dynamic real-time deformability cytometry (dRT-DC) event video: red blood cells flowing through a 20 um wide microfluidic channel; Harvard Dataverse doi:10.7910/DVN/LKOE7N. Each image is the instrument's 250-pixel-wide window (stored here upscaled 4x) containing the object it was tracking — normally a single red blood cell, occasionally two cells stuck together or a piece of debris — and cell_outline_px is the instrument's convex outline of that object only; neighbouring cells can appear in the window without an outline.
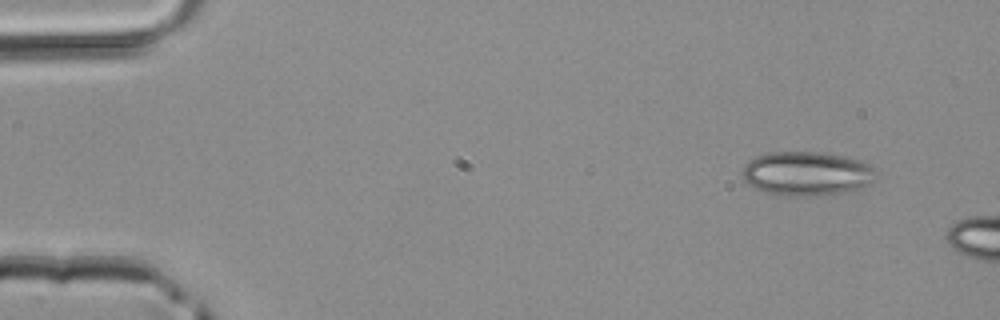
{"species": "common noctule bat (a hibernating species)", "species_latin": "Nyctalus noctula", "temperature_condition": "room temperature", "stored_images_in_passage": 3, "camera_frame_rate_fps": 3000, "um_per_image_px": 0.085, "animal": {"sex": "male", "body_mass_g": 20.4}, "frame": {"image": 1, "passage_image": 1, "time_ms": 0.0, "image_size_px": [1000, 320], "cell_outline_px": [[880, 176], [876, 180], [856, 192], [804, 196], [792, 196], [764, 192], [748, 184], [744, 180], [744, 164], [748, 160], [756, 156], [768, 152], [820, 152], [864, 160], [880, 168]], "centroid_in_image_um": [68.72, 14.75], "position_along_channel_um": 16.3, "area_um2": 35.32}}